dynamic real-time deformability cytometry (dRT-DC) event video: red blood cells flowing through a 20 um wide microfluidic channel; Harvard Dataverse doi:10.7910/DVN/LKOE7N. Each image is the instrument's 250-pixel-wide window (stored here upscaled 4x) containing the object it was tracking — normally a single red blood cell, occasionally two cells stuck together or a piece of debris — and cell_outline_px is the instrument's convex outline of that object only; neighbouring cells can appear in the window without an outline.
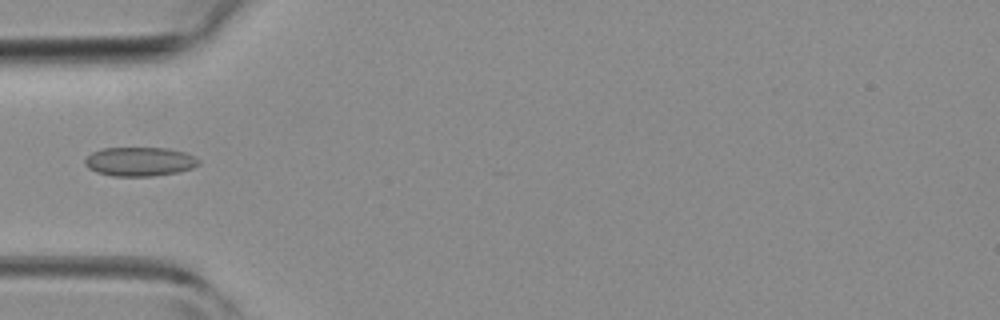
{"species": "common noctule bat (a hibernating species)", "species_latin": "Nyctalus noctula", "temperature_condition": "room temperature", "stored_images_in_passage": 8, "camera_frame_rate_fps": 3000, "um_per_image_px": 0.085, "animal": {"sex": "female", "body_mass_g": 19.3, "forearm_length_mm": 54.1}, "frame": {"image": 1, "passage_image": 1, "time_ms": 0.0, "image_size_px": [1000, 320], "cell_outline_px": [[200, 164], [192, 168], [176, 172], [152, 176], [112, 176], [96, 172], [88, 168], [84, 164], [84, 160], [92, 152], [104, 148], [168, 148], [184, 152], [196, 156], [200, 160]], "centroid_in_image_um": [11.88, 13.73], "position_along_channel_um": 73.1, "area_um2": 19.31}}
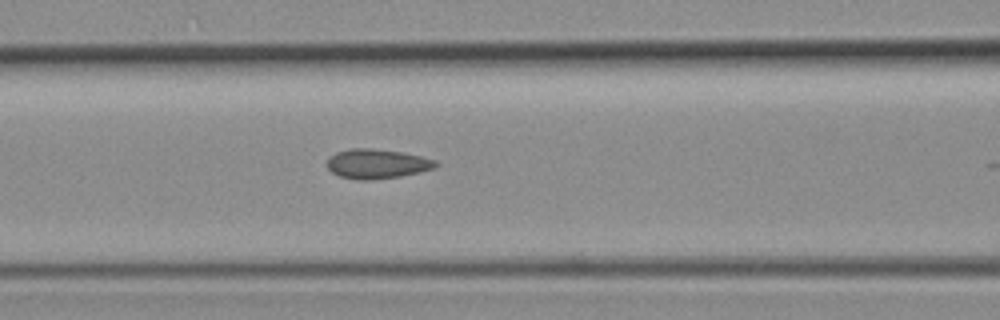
{"frame": {"image": 2, "passage_image": 5, "time_ms": 1.333, "image_size_px": [1000, 320], "cell_outline_px": [[440, 164], [436, 168], [420, 172], [400, 176], [368, 180], [356, 180], [340, 176], [332, 172], [328, 168], [328, 160], [336, 152], [348, 148], [372, 148], [400, 152], [420, 156], [436, 160]], "centroid_in_image_um": [32.07, 13.92], "position_along_channel_um": 134.5, "area_um2": 18.67}}
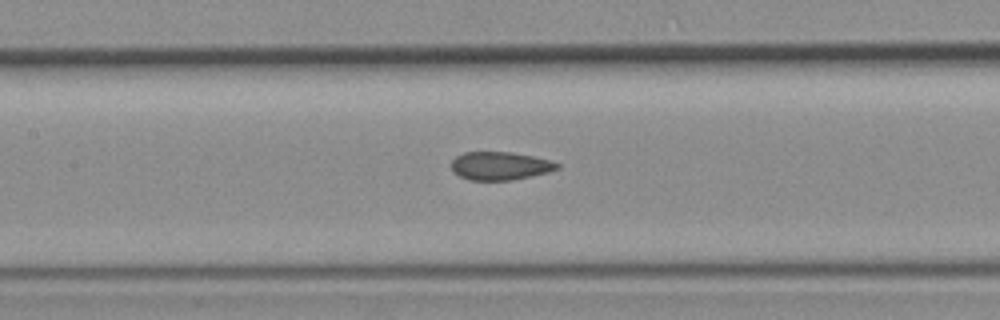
{"frame": {"image": 3, "passage_image": 7, "time_ms": 2.0, "image_size_px": [1000, 320], "cell_outline_px": [[560, 168], [548, 172], [512, 180], [468, 180], [452, 172], [452, 160], [456, 156], [464, 152], [508, 152], [532, 156], [548, 160], [560, 164]], "centroid_in_image_um": [42.48, 14.1], "position_along_channel_um": 164.9, "area_um2": 17.28}}